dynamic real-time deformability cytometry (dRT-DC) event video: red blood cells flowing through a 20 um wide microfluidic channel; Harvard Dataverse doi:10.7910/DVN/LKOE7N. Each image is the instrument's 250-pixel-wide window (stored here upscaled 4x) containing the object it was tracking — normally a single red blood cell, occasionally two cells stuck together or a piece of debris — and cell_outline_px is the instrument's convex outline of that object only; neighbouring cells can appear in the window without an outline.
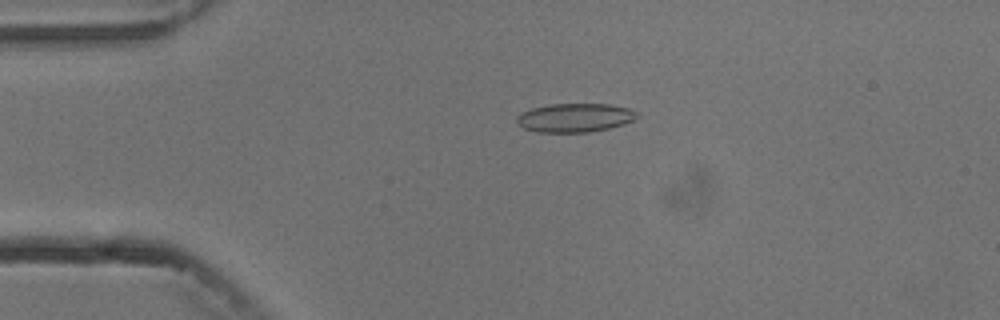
{"species": "common noctule bat (a hibernating species)", "species_latin": "Nyctalus noctula", "temperature_condition": "cold", "stored_images_in_passage": 5, "camera_frame_rate_fps": 3000, "um_per_image_px": 0.085, "animal": {"sex": "male", "body_mass_g": 13.3}, "frame": {"image": 1, "passage_image": 5, "time_ms": 5.333, "image_size_px": [1000, 320], "cell_outline_px": [[640, 116], [624, 124], [608, 128], [588, 132], [536, 132], [524, 128], [516, 124], [516, 116], [520, 112], [532, 108], [552, 104], [608, 104], [628, 108], [640, 112]], "centroid_in_image_um": [48.85, 10.0], "position_along_channel_um": 36.1, "area_um2": 20.29}}